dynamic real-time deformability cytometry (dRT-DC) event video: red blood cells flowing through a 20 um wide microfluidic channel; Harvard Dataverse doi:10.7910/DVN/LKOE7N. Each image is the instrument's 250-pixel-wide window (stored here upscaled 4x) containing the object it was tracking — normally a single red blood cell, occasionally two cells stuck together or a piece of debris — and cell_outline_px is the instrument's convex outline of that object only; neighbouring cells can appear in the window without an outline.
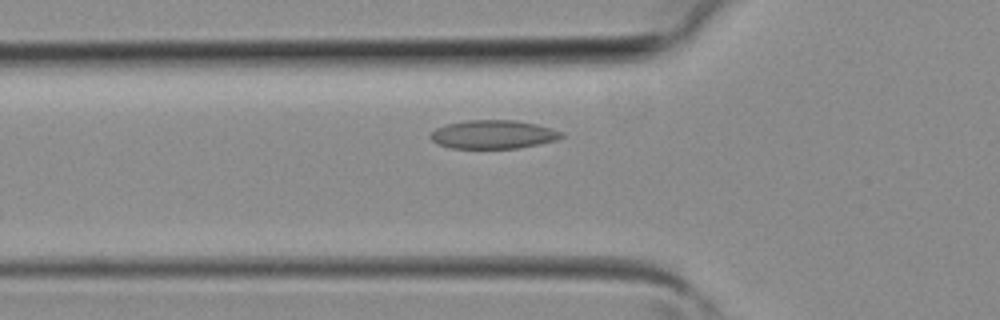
{"species": "common noctule bat (a hibernating species)", "species_latin": "Nyctalus noctula", "temperature_condition": "room temperature", "stored_images_in_passage": 27, "camera_frame_rate_fps": 3000, "um_per_image_px": 0.085, "animal": {"sex": "female", "body_mass_g": 19.3, "forearm_length_mm": 54.1}, "frame": {"image": 1, "passage_image": 5, "time_ms": 1.333, "image_size_px": [1000, 320], "cell_outline_px": [[564, 136], [556, 140], [540, 144], [520, 148], [452, 148], [436, 144], [428, 136], [436, 128], [444, 124], [468, 120], [512, 120], [536, 124], [564, 132]], "centroid_in_image_um": [41.91, 11.43], "position_along_channel_um": 83.9, "area_um2": 21.91}}
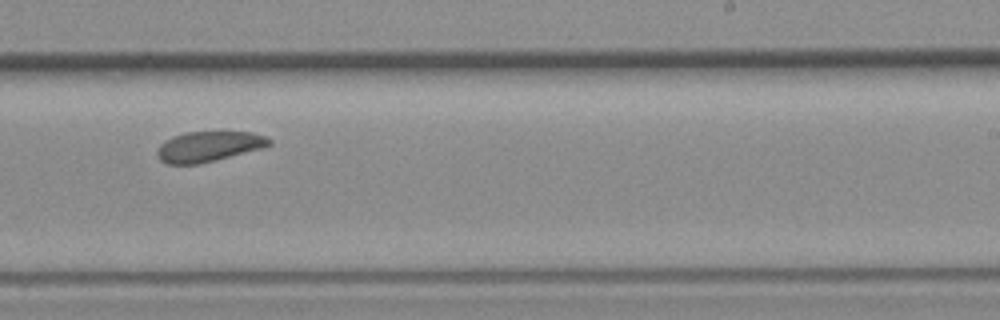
{"frame": {"image": 2, "passage_image": 16, "time_ms": 5.0, "image_size_px": [1000, 320], "cell_outline_px": [[272, 144], [260, 148], [200, 164], [168, 164], [160, 160], [156, 152], [160, 144], [164, 140], [172, 136], [184, 132], [252, 132], [264, 136], [272, 140]], "centroid_in_image_um": [17.69, 12.44], "position_along_channel_um": 271.3, "area_um2": 19.65}}
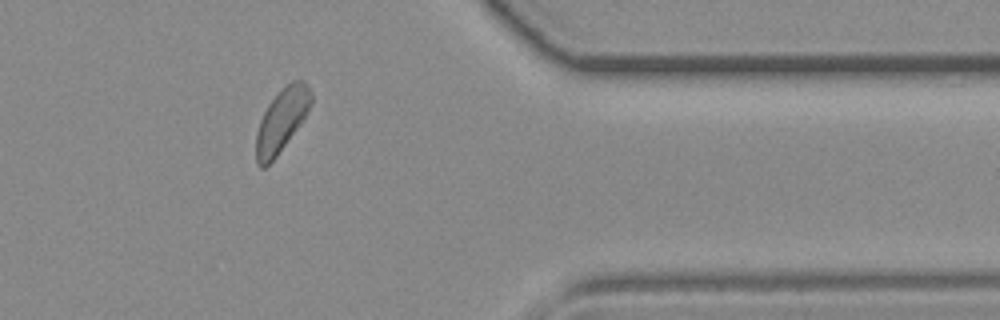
{"frame": {"image": 3, "passage_image": 24, "time_ms": 7.667, "image_size_px": [1000, 320], "cell_outline_px": [[312, 100], [308, 112], [276, 156], [264, 168], [260, 168], [256, 164], [256, 132], [260, 120], [268, 104], [292, 80], [304, 80], [308, 84], [312, 96]], "centroid_in_image_um": [23.93, 10.23], "position_along_channel_um": 387.5, "area_um2": 19.77}}